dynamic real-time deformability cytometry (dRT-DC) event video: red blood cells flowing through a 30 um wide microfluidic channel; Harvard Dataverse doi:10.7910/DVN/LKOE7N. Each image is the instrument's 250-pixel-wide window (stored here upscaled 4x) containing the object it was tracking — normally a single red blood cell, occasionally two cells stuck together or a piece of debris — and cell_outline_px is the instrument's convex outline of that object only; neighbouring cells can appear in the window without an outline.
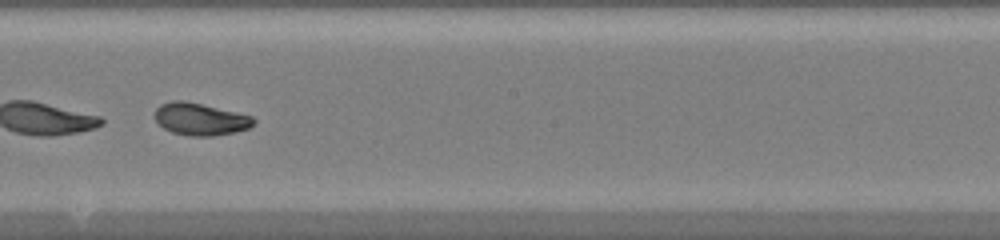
{"species": "common noctule bat (a hibernating species)", "species_latin": "Nyctalus noctula", "temperature_condition": "warm", "stored_images_in_passage": 46, "camera_frame_rate_fps": 3000, "um_per_image_px": 0.085, "animal": {"sex": "female", "body_mass_g": 20.0, "forearm_length_mm": 54.0}, "frame": {"image": 1, "passage_image": 27, "time_ms": 8.667, "image_size_px": [1000, 240], "cell_outline_px": [[256, 120], [248, 128], [232, 132], [212, 136], [188, 136], [172, 132], [164, 128], [156, 120], [156, 108], [160, 104], [172, 100], [184, 100], [236, 112], [252, 116]], "centroid_in_image_um": [17.0, 10.12], "position_along_channel_um": 231.2, "area_um2": 18.32}}